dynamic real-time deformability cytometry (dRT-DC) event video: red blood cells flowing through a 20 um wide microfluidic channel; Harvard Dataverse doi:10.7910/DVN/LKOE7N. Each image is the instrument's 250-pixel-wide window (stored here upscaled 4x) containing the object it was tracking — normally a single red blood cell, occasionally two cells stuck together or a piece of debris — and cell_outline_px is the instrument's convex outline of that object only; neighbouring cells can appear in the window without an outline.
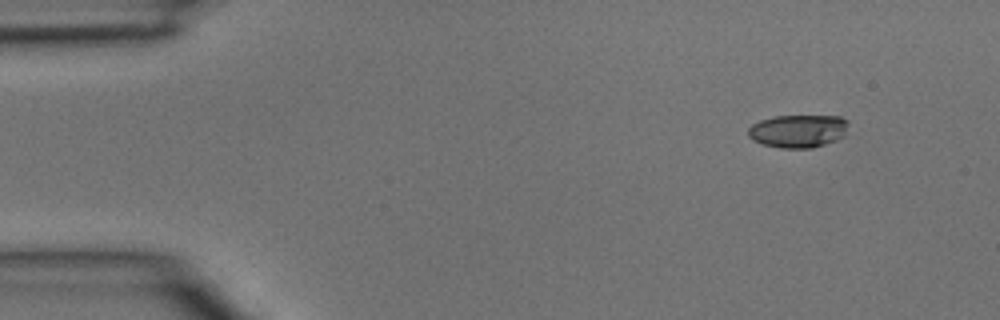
{"species": "common noctule bat (a hibernating species)", "species_latin": "Nyctalus noctula", "temperature_condition": "room temperature", "stored_images_in_passage": 3, "camera_frame_rate_fps": 3000, "um_per_image_px": 0.085, "animal": {"sex": "male", "body_mass_g": 15.6}, "frame": {"image": 1, "passage_image": 1, "time_ms": 0.0, "image_size_px": [1000, 320], "cell_outline_px": [[848, 124], [844, 136], [836, 140], [812, 148], [780, 148], [764, 144], [752, 140], [748, 136], [748, 128], [752, 124], [760, 120], [772, 116], [840, 116], [848, 120]], "centroid_in_image_um": [67.83, 11.13], "position_along_channel_um": 17.2, "area_um2": 19.36}}
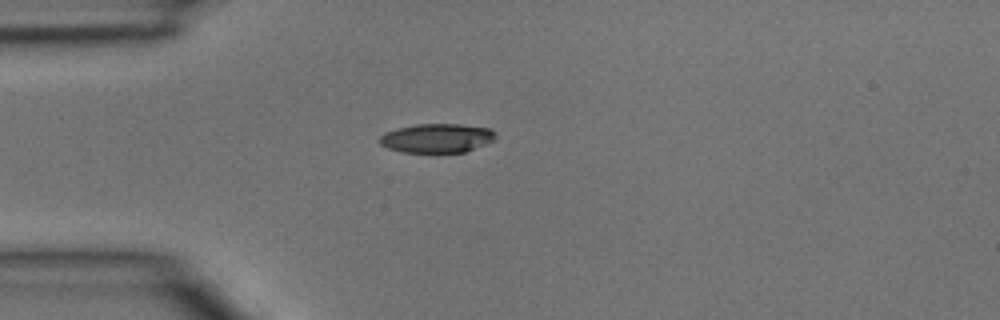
{"frame": {"image": 2, "passage_image": 3, "time_ms": 0.667, "image_size_px": [1000, 320], "cell_outline_px": [[496, 136], [492, 140], [484, 144], [464, 152], [404, 152], [388, 148], [380, 144], [376, 140], [384, 132], [396, 128], [416, 124], [460, 124], [492, 128], [496, 132]], "centroid_in_image_um": [37.1, 11.72], "position_along_channel_um": 47.9, "area_um2": 19.71}}